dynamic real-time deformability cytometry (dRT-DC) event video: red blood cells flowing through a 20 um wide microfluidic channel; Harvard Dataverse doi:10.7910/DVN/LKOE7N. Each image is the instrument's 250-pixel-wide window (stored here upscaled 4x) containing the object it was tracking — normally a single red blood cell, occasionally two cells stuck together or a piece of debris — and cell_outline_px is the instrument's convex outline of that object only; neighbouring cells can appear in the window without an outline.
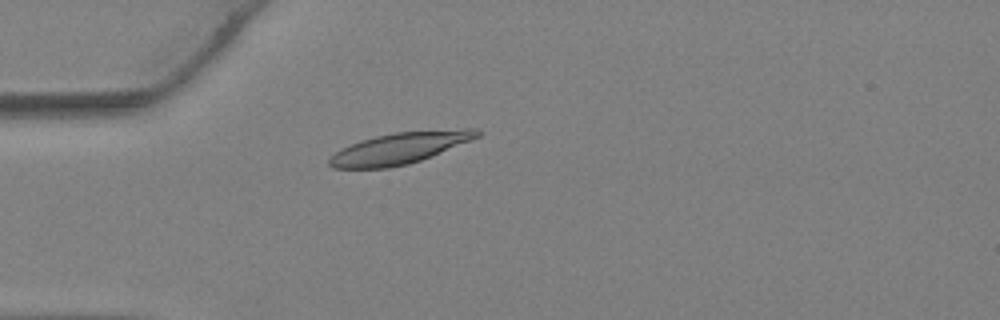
{"species": "Egyptian fruit bat (a non-hibernating species)", "species_latin": "Rousettus aegyptiacus", "temperature_condition": "warm", "stored_images_in_passage": 35, "camera_frame_rate_fps": 3000, "um_per_image_px": 0.085, "animal": {"sex": "female"}, "frame": {"image": 1, "passage_image": 8, "time_ms": 2.333, "image_size_px": [1000, 320], "cell_outline_px": [[484, 132], [480, 136], [472, 140], [432, 156], [408, 164], [388, 168], [332, 168], [328, 164], [328, 160], [336, 152], [360, 140], [392, 132], [464, 128], [476, 128]], "centroid_in_image_um": [34.05, 12.58], "position_along_channel_um": 51.0, "area_um2": 27.11}}
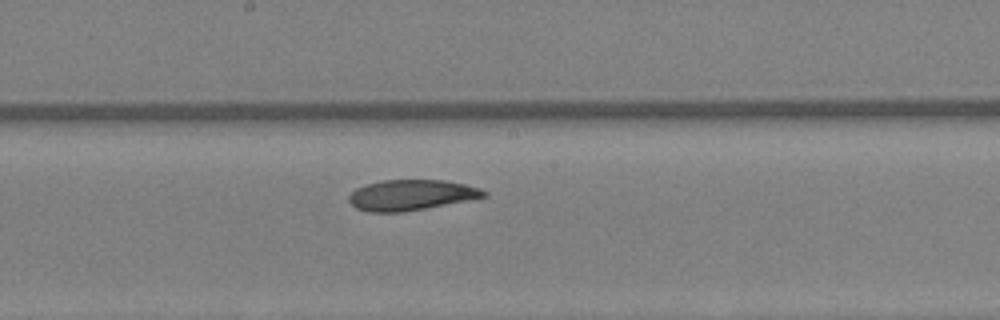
{"frame": {"image": 2, "passage_image": 18, "time_ms": 5.667, "image_size_px": [1000, 320], "cell_outline_px": [[488, 196], [468, 200], [424, 208], [400, 212], [368, 212], [356, 208], [348, 200], [348, 196], [356, 188], [368, 184], [384, 180], [444, 180], [464, 184], [480, 188], [488, 192]], "centroid_in_image_um": [34.95, 16.57], "position_along_channel_um": 213.3, "area_um2": 23.81}}
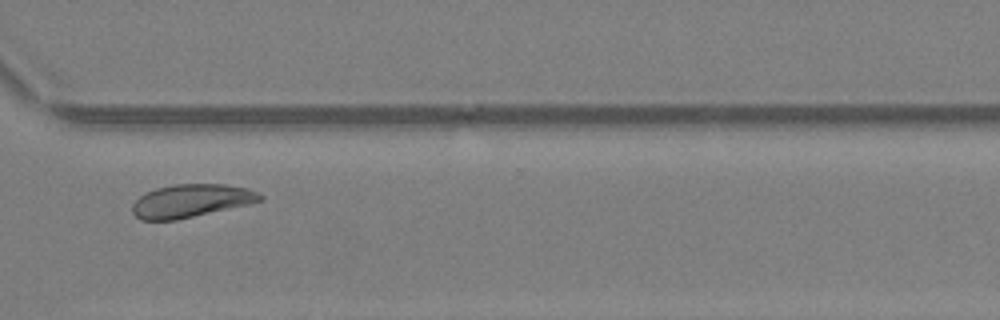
{"frame": {"image": 3, "passage_image": 26, "time_ms": 8.333, "image_size_px": [1000, 320], "cell_outline_px": [[264, 200], [248, 204], [176, 220], [140, 220], [132, 212], [132, 204], [140, 196], [156, 188], [176, 184], [224, 184], [248, 188], [264, 196]], "centroid_in_image_um": [16.24, 17.07], "position_along_channel_um": 354.4, "area_um2": 24.45}}